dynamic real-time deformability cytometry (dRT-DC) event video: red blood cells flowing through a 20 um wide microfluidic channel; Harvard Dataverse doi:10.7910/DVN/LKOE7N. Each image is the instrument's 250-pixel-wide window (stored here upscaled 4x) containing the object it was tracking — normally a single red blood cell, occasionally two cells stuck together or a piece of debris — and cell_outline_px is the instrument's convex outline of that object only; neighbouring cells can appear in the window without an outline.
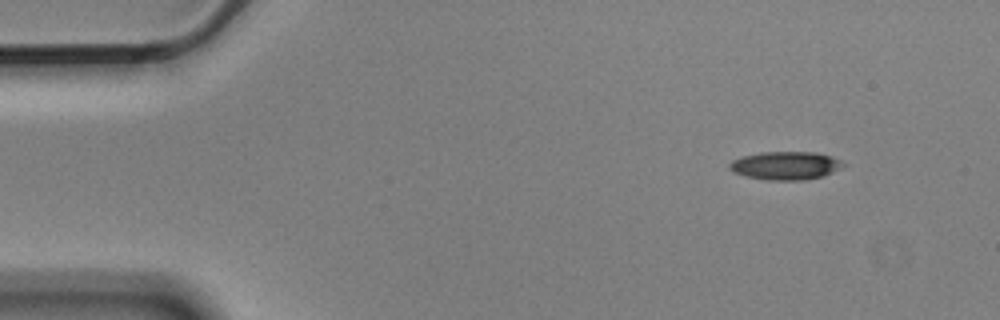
{"species": "Egyptian fruit bat (a non-hibernating species)", "species_latin": "Rousettus aegyptiacus", "temperature_condition": "cold", "stored_images_in_passage": 10, "camera_frame_rate_fps": 3000, "um_per_image_px": 0.085, "animal": {"sex": "male"}, "frame": {"image": 1, "passage_image": 1, "time_ms": 0.0, "image_size_px": [1000, 320], "cell_outline_px": [[848, 164], [824, 176], [804, 180], [768, 180], [748, 176], [732, 172], [728, 168], [728, 164], [732, 160], [744, 156], [764, 152], [816, 152], [832, 156]], "centroid_in_image_um": [66.8, 14.07], "position_along_channel_um": 18.2, "area_um2": 18.73}}
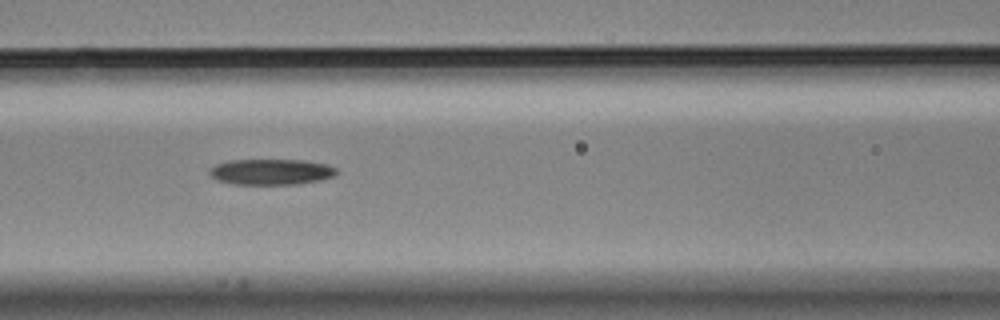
{"frame": {"image": 2, "passage_image": 6, "time_ms": 1.667, "image_size_px": [1000, 320], "cell_outline_px": [[340, 172], [336, 176], [320, 180], [296, 184], [232, 184], [216, 180], [208, 172], [216, 164], [228, 160], [304, 160], [328, 164], [336, 168]], "centroid_in_image_um": [23.09, 14.6], "position_along_channel_um": 143.5, "area_um2": 19.25}}
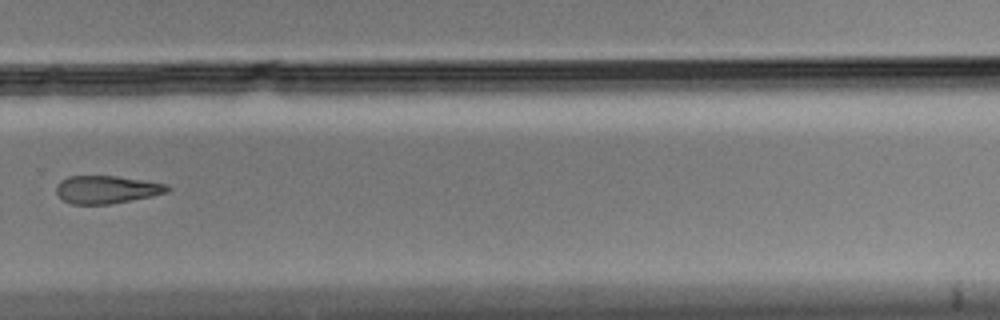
{"frame": {"image": 3, "passage_image": 10, "time_ms": 3.0, "image_size_px": [1000, 320], "cell_outline_px": [[172, 188], [168, 192], [152, 196], [108, 204], [72, 204], [64, 200], [56, 192], [56, 184], [60, 180], [68, 176], [116, 176], [168, 184]], "centroid_in_image_um": [9.07, 16.1], "position_along_channel_um": 320.7, "area_um2": 17.98}}